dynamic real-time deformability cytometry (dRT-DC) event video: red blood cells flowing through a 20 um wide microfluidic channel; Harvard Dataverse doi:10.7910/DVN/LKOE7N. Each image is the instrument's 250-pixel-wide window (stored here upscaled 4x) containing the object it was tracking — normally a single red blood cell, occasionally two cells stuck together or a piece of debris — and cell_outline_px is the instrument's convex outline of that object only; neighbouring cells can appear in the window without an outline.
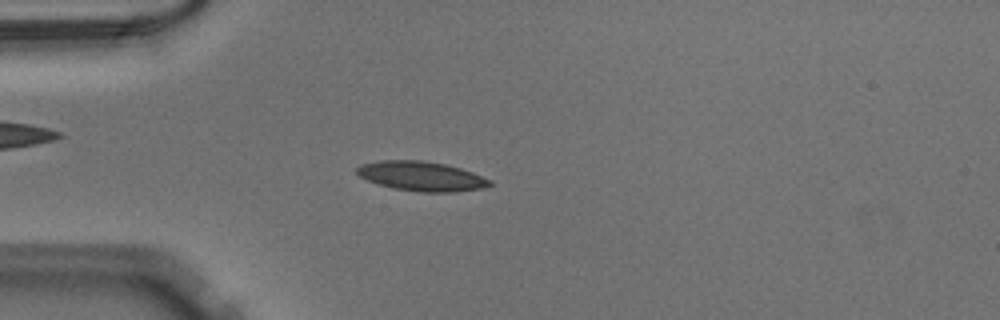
{"species": "Egyptian fruit bat (a non-hibernating species)", "species_latin": "Rousettus aegyptiacus", "temperature_condition": "warm", "stored_images_in_passage": 50, "camera_frame_rate_fps": 3000, "um_per_image_px": 0.085, "animal": {"sex": "male"}, "frame": {"image": 1, "passage_image": 13, "time_ms": 4.0, "image_size_px": [1000, 320], "cell_outline_px": [[492, 184], [484, 188], [456, 192], [420, 192], [392, 188], [368, 180], [360, 176], [356, 172], [356, 168], [360, 164], [380, 160], [424, 160], [444, 164], [460, 168], [472, 172], [492, 180]], "centroid_in_image_um": [35.83, 14.97], "position_along_channel_um": 49.2, "area_um2": 22.95}}
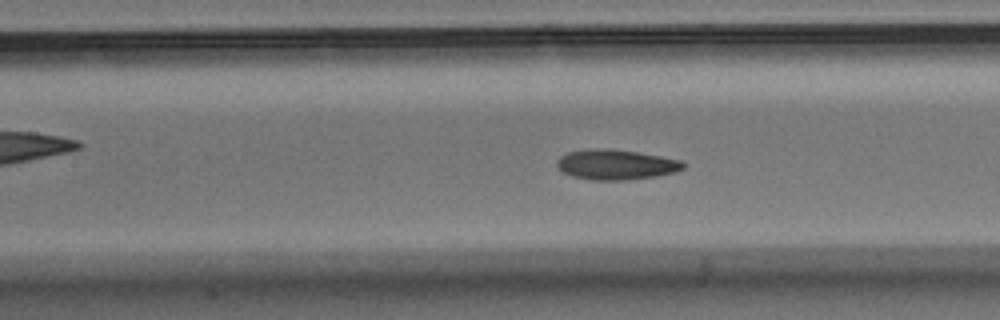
{"frame": {"image": 2, "passage_image": 22, "time_ms": 7.0, "image_size_px": [1000, 320], "cell_outline_px": [[684, 168], [676, 172], [656, 176], [628, 180], [596, 180], [572, 176], [564, 172], [556, 164], [556, 160], [560, 156], [568, 152], [600, 148], [608, 148], [636, 152], [684, 160]], "centroid_in_image_um": [52.39, 13.99], "position_along_channel_um": 155.0, "area_um2": 22.08}}
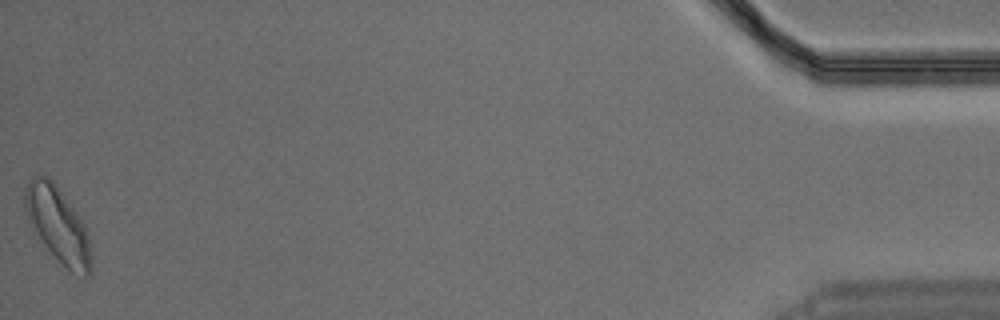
{"frame": {"image": 3, "passage_image": 50, "time_ms": 16.333, "image_size_px": [1000, 320], "cell_outline_px": [[92, 276], [84, 280], [72, 272], [32, 232], [24, 208], [24, 188], [28, 180], [36, 172], [48, 176], [52, 180], [76, 212], [84, 224], [88, 236], [92, 256]], "centroid_in_image_um": [4.91, 19.1], "position_along_channel_um": 430.3, "area_um2": 29.48}}